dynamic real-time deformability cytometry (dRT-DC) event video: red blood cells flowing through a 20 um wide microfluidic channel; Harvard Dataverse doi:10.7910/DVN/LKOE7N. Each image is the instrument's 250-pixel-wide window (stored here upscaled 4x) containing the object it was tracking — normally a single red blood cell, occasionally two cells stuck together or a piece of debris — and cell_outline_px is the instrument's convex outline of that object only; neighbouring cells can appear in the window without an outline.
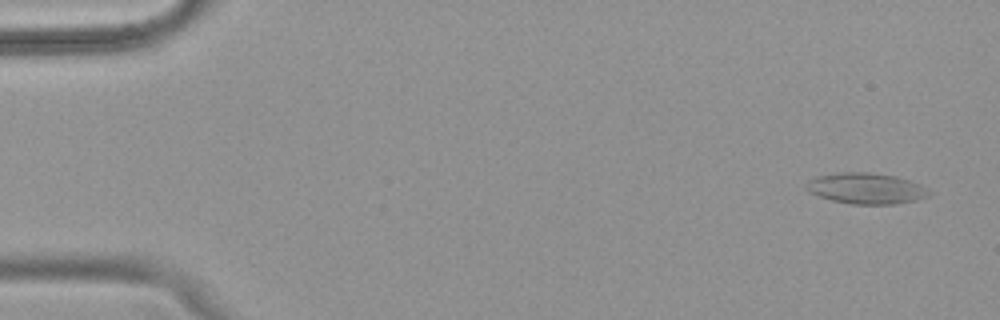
{"species": "common noctule bat (a hibernating species)", "species_latin": "Nyctalus noctula", "temperature_condition": "warm", "stored_images_in_passage": 52, "camera_frame_rate_fps": 3000, "um_per_image_px": 0.085, "animal": {"sex": "female", "body_mass_g": 18.4}, "frame": {"image": 1, "passage_image": 2, "time_ms": 0.333, "image_size_px": [1000, 320], "cell_outline_px": [[932, 192], [928, 196], [916, 200], [896, 204], [852, 204], [832, 200], [808, 192], [804, 184], [808, 180], [816, 176], [840, 172], [868, 172], [896, 176], [920, 184]], "centroid_in_image_um": [73.6, 16.01], "position_along_channel_um": 11.4, "area_um2": 22.2}}
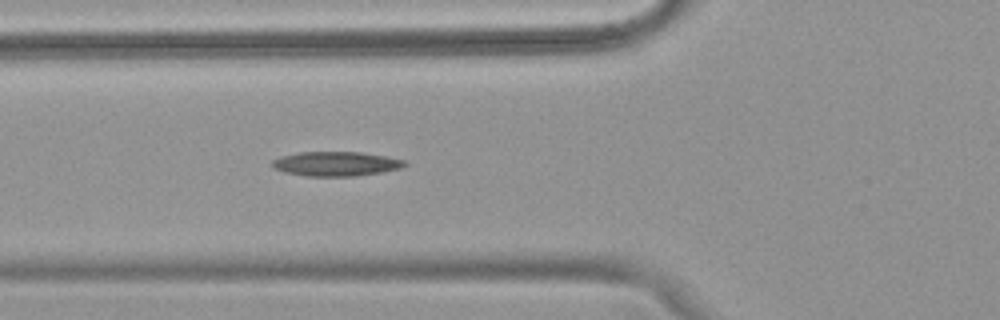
{"frame": {"image": 2, "passage_image": 19, "time_ms": 6.0, "image_size_px": [1000, 320], "cell_outline_px": [[408, 164], [400, 168], [380, 172], [356, 176], [308, 176], [284, 172], [272, 168], [272, 160], [280, 156], [300, 152], [360, 152], [388, 156], [404, 160]], "centroid_in_image_um": [28.54, 13.92], "position_along_channel_um": 97.3, "area_um2": 18.9}}
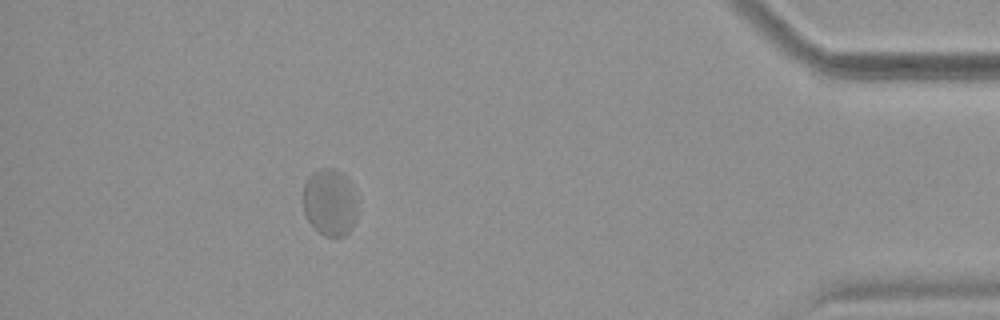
{"frame": {"image": 3, "passage_image": 47, "time_ms": 15.333, "image_size_px": [1000, 320], "cell_outline_px": [[360, 200], [356, 216], [352, 228], [344, 236], [324, 236], [308, 220], [304, 212], [304, 184], [308, 176], [312, 172], [320, 168], [336, 168], [344, 176]], "centroid_in_image_um": [28.07, 17.19], "position_along_channel_um": 407.1, "area_um2": 21.39}, "authors_computed_cell_mechanics": {"area_um2": 19.8543, "velocity_mm_per_s": 3.8458, "shape_relaxation_time_tau1_ms": null, "shape_relaxation_time_tau2_ms": 2.3536, "deformation_change_tau1": null, "deformation_change_tau2": 0.071}}